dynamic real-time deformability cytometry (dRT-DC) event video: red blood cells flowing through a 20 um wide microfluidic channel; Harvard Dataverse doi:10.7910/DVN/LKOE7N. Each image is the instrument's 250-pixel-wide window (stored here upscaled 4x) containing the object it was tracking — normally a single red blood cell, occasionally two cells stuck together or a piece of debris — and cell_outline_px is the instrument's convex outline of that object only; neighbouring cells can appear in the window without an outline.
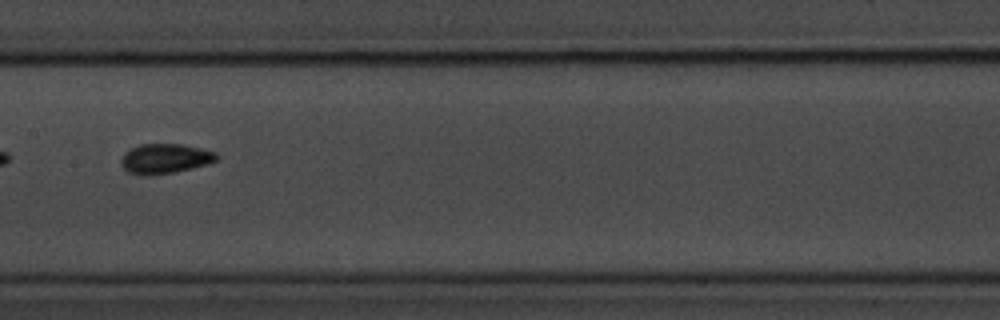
{"species": "common noctule bat (a hibernating species)", "species_latin": "Nyctalus noctula", "temperature_condition": "room temperature", "stored_images_in_passage": 14, "segment_of_instrument_passage": [2, 2], "camera_frame_rate_fps": 3000, "um_per_image_px": 0.085, "animal": {"sex": "male", "body_mass_g": 20.1, "forearm_length_mm": 53.5}, "frame": {"image": 1, "passage_image": 7, "time_ms": 7.667, "image_size_px": [1000, 320], "cell_outline_px": [[220, 156], [216, 160], [208, 164], [172, 172], [128, 172], [120, 164], [120, 160], [124, 152], [140, 144], [184, 144], [216, 152]], "centroid_in_image_um": [14.07, 13.42], "position_along_channel_um": 193.3, "area_um2": 15.95}}
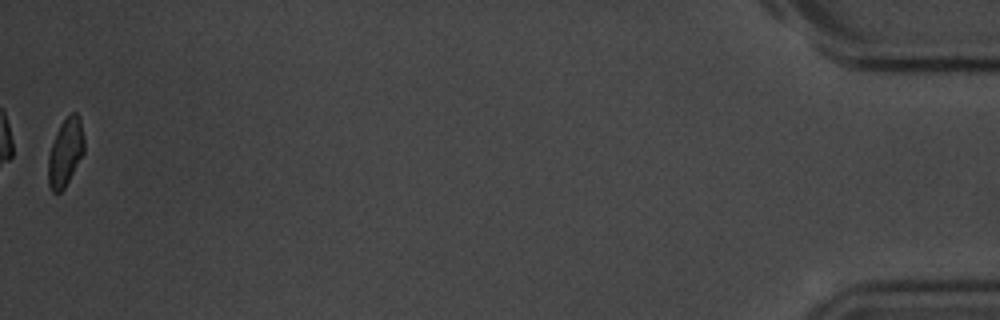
{"frame": {"image": 2, "passage_image": 14, "time_ms": 16.667, "image_size_px": [1000, 320], "cell_outline_px": [[84, 152], [64, 188], [60, 192], [52, 192], [48, 184], [48, 156], [56, 132], [60, 124], [72, 112], [76, 112], [80, 116], [84, 136]], "centroid_in_image_um": [5.56, 12.92], "position_along_channel_um": 429.6, "area_um2": 14.16}}